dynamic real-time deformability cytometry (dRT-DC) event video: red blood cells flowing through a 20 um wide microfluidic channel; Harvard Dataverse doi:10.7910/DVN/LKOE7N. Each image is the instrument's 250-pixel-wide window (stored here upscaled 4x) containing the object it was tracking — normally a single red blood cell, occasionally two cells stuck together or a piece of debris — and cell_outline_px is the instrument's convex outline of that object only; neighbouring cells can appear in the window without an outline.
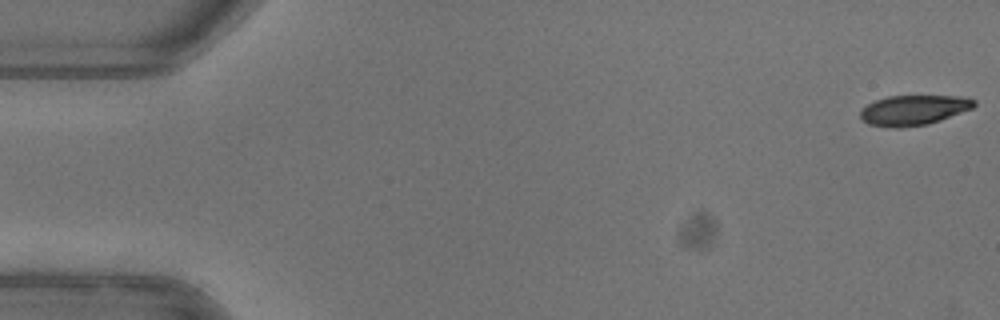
{"species": "common noctule bat (a hibernating species)", "species_latin": "Nyctalus noctula", "temperature_condition": "warm", "stored_images_in_passage": 52, "camera_frame_rate_fps": 3000, "um_per_image_px": 0.085, "animal": {"sex": "female"}, "frame": {"image": 1, "passage_image": 1, "time_ms": 0.0, "image_size_px": [1000, 320], "cell_outline_px": [[976, 104], [972, 108], [940, 120], [928, 124], [900, 128], [888, 128], [868, 124], [860, 120], [860, 108], [876, 100], [888, 96], [960, 96], [976, 100]], "centroid_in_image_um": [77.6, 9.37], "position_along_channel_um": 7.4, "area_um2": 20.06}}
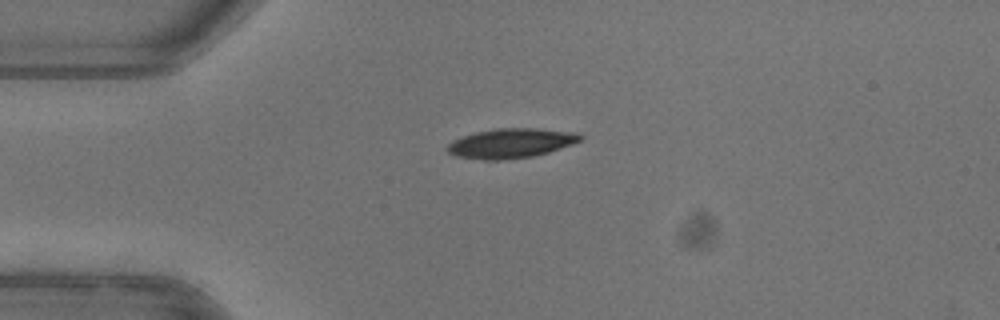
{"frame": {"image": 2, "passage_image": 13, "time_ms": 4.0, "image_size_px": [1000, 320], "cell_outline_px": [[584, 136], [580, 140], [572, 144], [548, 152], [532, 156], [500, 160], [484, 160], [456, 156], [448, 152], [444, 148], [452, 140], [476, 132], [496, 128], [536, 128], [576, 132]], "centroid_in_image_um": [43.41, 12.17], "position_along_channel_um": 41.6, "area_um2": 22.89}}
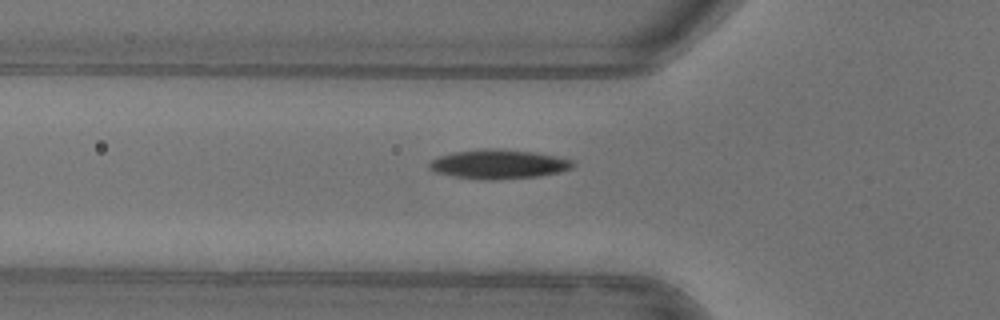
{"frame": {"image": 3, "passage_image": 18, "time_ms": 5.667, "image_size_px": [1000, 320], "cell_outline_px": [[572, 168], [560, 172], [540, 176], [492, 180], [480, 180], [456, 176], [436, 172], [428, 164], [432, 160], [440, 156], [452, 152], [484, 148], [500, 148], [532, 152], [556, 156], [572, 160]], "centroid_in_image_um": [42.39, 13.95], "position_along_channel_um": 83.4, "area_um2": 24.33}, "authors_computed_cell_mechanics": {"area_um2": 22.831, "velocity_mm_per_s": 3.9765, "shape_relaxation_time_tau1_ms": 6.5284, "shape_relaxation_time_tau2_ms": 3.1262, "deformation_change_tau1": 0.2161, "deformation_change_tau2": 0.0898}}